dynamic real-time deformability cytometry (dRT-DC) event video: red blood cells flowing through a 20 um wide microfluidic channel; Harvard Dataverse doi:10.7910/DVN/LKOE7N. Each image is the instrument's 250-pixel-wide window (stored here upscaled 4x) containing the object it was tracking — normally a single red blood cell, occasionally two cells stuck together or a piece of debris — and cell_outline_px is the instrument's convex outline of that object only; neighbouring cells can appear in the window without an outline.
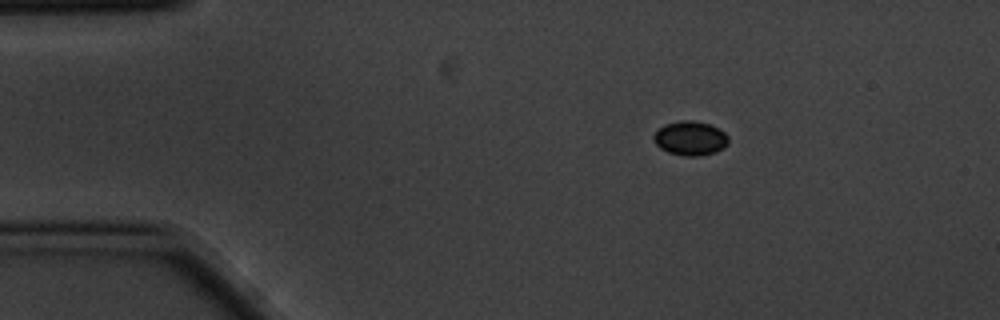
{"species": "common noctule bat (a hibernating species)", "species_latin": "Nyctalus noctula", "temperature_condition": "cold", "stored_images_in_passage": 3, "camera_frame_rate_fps": 3000, "um_per_image_px": 0.085, "animal": {"sex": "male", "body_mass_g": 20.1, "forearm_length_mm": 53.5}, "frame": {"image": 1, "passage_image": 1, "time_ms": 0.0, "image_size_px": [1000, 320], "cell_outline_px": [[728, 144], [724, 148], [716, 152], [700, 156], [684, 156], [668, 152], [660, 148], [656, 144], [652, 136], [664, 124], [680, 120], [692, 120], [708, 124], [720, 128], [728, 136]], "centroid_in_image_um": [58.69, 11.75], "position_along_channel_um": 26.3, "area_um2": 15.03}}